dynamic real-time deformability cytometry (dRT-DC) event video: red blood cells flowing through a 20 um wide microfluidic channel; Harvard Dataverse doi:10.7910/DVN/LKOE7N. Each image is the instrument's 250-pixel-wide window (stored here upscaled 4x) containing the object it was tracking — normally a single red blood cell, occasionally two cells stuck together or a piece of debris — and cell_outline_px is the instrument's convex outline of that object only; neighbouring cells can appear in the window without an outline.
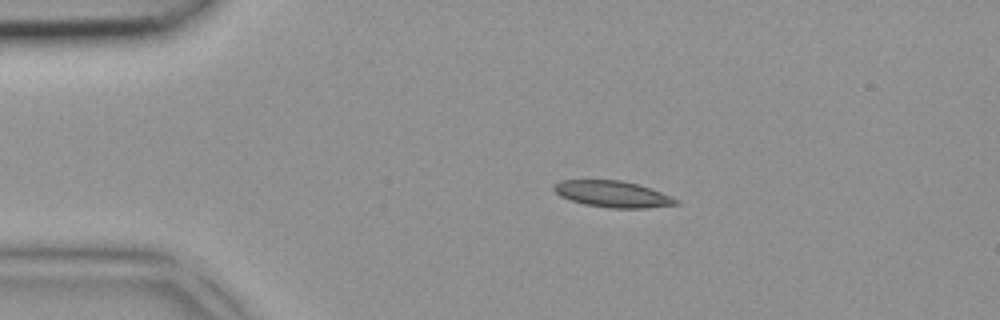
{"species": "common noctule bat (a hibernating species)", "species_latin": "Nyctalus noctula", "temperature_condition": "room temperature", "stored_images_in_passage": 2, "camera_frame_rate_fps": 3000, "um_per_image_px": 0.085, "animal": {"sex": "female", "body_mass_g": 18.4}, "frame": {"image": 1, "passage_image": 1, "time_ms": 0.0, "image_size_px": [1000, 320], "cell_outline_px": [[680, 204], [648, 208], [608, 208], [584, 204], [560, 196], [552, 188], [560, 180], [620, 180], [652, 188], [680, 200]], "centroid_in_image_um": [52.12, 16.5], "position_along_channel_um": 32.9, "area_um2": 18.79}}